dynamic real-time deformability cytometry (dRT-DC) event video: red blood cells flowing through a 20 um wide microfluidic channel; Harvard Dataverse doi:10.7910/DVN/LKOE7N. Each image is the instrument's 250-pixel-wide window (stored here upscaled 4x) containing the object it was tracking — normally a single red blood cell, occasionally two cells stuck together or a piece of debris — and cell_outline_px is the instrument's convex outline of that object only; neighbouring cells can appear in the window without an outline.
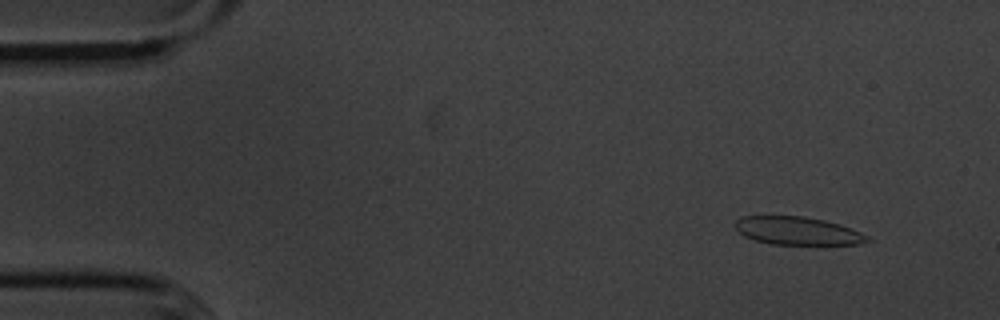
{"species": "common noctule bat (a hibernating species)", "species_latin": "Nyctalus noctula", "temperature_condition": "cold", "stored_images_in_passage": 5, "camera_frame_rate_fps": 3000, "um_per_image_px": 0.085, "animal": {"sex": "male", "body_mass_g": 20.1, "forearm_length_mm": 53.5}, "frame": {"image": 1, "passage_image": 2, "time_ms": 1.0, "image_size_px": [1000, 320], "cell_outline_px": [[872, 240], [860, 244], [772, 244], [756, 240], [744, 236], [736, 228], [736, 220], [740, 216], [804, 216], [824, 220], [840, 224], [860, 232], [868, 236]], "centroid_in_image_um": [67.81, 19.61], "position_along_channel_um": 17.2, "area_um2": 21.44}}
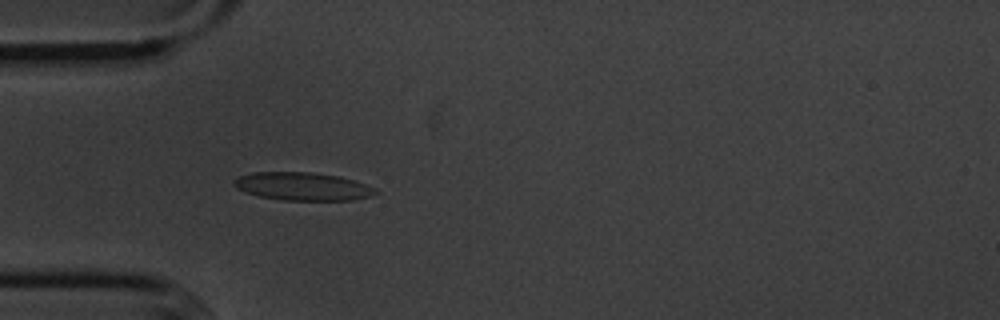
{"frame": {"image": 2, "passage_image": 5, "time_ms": 4.667, "image_size_px": [1000, 320], "cell_outline_px": [[380, 192], [372, 196], [352, 200], [284, 200], [260, 196], [244, 192], [236, 188], [232, 184], [232, 180], [240, 176], [252, 172], [312, 172], [340, 176], [376, 188]], "centroid_in_image_um": [25.72, 15.84], "position_along_channel_um": 59.3, "area_um2": 23.24}}